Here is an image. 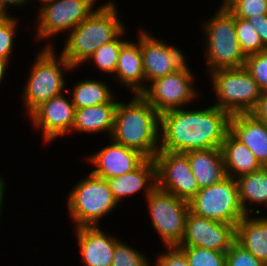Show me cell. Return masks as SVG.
Segmentation results:
<instances>
[{
  "mask_svg": "<svg viewBox=\"0 0 267 266\" xmlns=\"http://www.w3.org/2000/svg\"><path fill=\"white\" fill-rule=\"evenodd\" d=\"M189 64L179 70L150 82L141 95L161 115L191 105L199 96L194 87L196 76ZM197 88V89H196Z\"/></svg>",
  "mask_w": 267,
  "mask_h": 266,
  "instance_id": "30bf717a",
  "label": "cell"
},
{
  "mask_svg": "<svg viewBox=\"0 0 267 266\" xmlns=\"http://www.w3.org/2000/svg\"><path fill=\"white\" fill-rule=\"evenodd\" d=\"M230 133L246 145L263 167H267V124L251 113L231 115Z\"/></svg>",
  "mask_w": 267,
  "mask_h": 266,
  "instance_id": "ffe728a7",
  "label": "cell"
},
{
  "mask_svg": "<svg viewBox=\"0 0 267 266\" xmlns=\"http://www.w3.org/2000/svg\"><path fill=\"white\" fill-rule=\"evenodd\" d=\"M18 17L8 16L0 22V57L10 62L13 48L15 47V35L17 34Z\"/></svg>",
  "mask_w": 267,
  "mask_h": 266,
  "instance_id": "1f68e13d",
  "label": "cell"
},
{
  "mask_svg": "<svg viewBox=\"0 0 267 266\" xmlns=\"http://www.w3.org/2000/svg\"><path fill=\"white\" fill-rule=\"evenodd\" d=\"M99 0H53L44 3L37 10L34 41L48 42L44 47H55L54 36L68 33L96 10ZM51 41H50V40ZM48 40V41H46Z\"/></svg>",
  "mask_w": 267,
  "mask_h": 266,
  "instance_id": "ba28073f",
  "label": "cell"
},
{
  "mask_svg": "<svg viewBox=\"0 0 267 266\" xmlns=\"http://www.w3.org/2000/svg\"><path fill=\"white\" fill-rule=\"evenodd\" d=\"M118 105L116 96L108 103L75 109L74 123L71 132L75 133H108L111 136L115 112Z\"/></svg>",
  "mask_w": 267,
  "mask_h": 266,
  "instance_id": "603a6c76",
  "label": "cell"
},
{
  "mask_svg": "<svg viewBox=\"0 0 267 266\" xmlns=\"http://www.w3.org/2000/svg\"><path fill=\"white\" fill-rule=\"evenodd\" d=\"M9 61L6 60V59H3L0 57V85L2 83V81L5 80V78H3L5 75V73L7 74V69H8V66H9Z\"/></svg>",
  "mask_w": 267,
  "mask_h": 266,
  "instance_id": "ab89813d",
  "label": "cell"
},
{
  "mask_svg": "<svg viewBox=\"0 0 267 266\" xmlns=\"http://www.w3.org/2000/svg\"><path fill=\"white\" fill-rule=\"evenodd\" d=\"M244 67L257 82L262 93L267 92V50L248 55Z\"/></svg>",
  "mask_w": 267,
  "mask_h": 266,
  "instance_id": "d6a6232c",
  "label": "cell"
},
{
  "mask_svg": "<svg viewBox=\"0 0 267 266\" xmlns=\"http://www.w3.org/2000/svg\"><path fill=\"white\" fill-rule=\"evenodd\" d=\"M221 150L227 177L237 179L263 167L253 152L230 132L226 135Z\"/></svg>",
  "mask_w": 267,
  "mask_h": 266,
  "instance_id": "cb8c5ba5",
  "label": "cell"
},
{
  "mask_svg": "<svg viewBox=\"0 0 267 266\" xmlns=\"http://www.w3.org/2000/svg\"><path fill=\"white\" fill-rule=\"evenodd\" d=\"M239 200L246 215H252V205H264L267 208V167L236 179ZM251 208H250V206Z\"/></svg>",
  "mask_w": 267,
  "mask_h": 266,
  "instance_id": "d4e9b609",
  "label": "cell"
},
{
  "mask_svg": "<svg viewBox=\"0 0 267 266\" xmlns=\"http://www.w3.org/2000/svg\"><path fill=\"white\" fill-rule=\"evenodd\" d=\"M140 49L145 88L153 80L171 74L187 63L182 49L165 42L164 39H157L147 29H140Z\"/></svg>",
  "mask_w": 267,
  "mask_h": 266,
  "instance_id": "4fadbf2b",
  "label": "cell"
},
{
  "mask_svg": "<svg viewBox=\"0 0 267 266\" xmlns=\"http://www.w3.org/2000/svg\"><path fill=\"white\" fill-rule=\"evenodd\" d=\"M151 224L157 231L163 247L178 246L185 233L189 202L156 187L146 198Z\"/></svg>",
  "mask_w": 267,
  "mask_h": 266,
  "instance_id": "8fae6325",
  "label": "cell"
},
{
  "mask_svg": "<svg viewBox=\"0 0 267 266\" xmlns=\"http://www.w3.org/2000/svg\"><path fill=\"white\" fill-rule=\"evenodd\" d=\"M137 43L127 40L120 49L117 67L111 79L130 90L132 94H141L145 90V74L140 49V29Z\"/></svg>",
  "mask_w": 267,
  "mask_h": 266,
  "instance_id": "ac0fdd59",
  "label": "cell"
},
{
  "mask_svg": "<svg viewBox=\"0 0 267 266\" xmlns=\"http://www.w3.org/2000/svg\"><path fill=\"white\" fill-rule=\"evenodd\" d=\"M78 251L84 266H111L117 236L105 233L100 226H83L74 228Z\"/></svg>",
  "mask_w": 267,
  "mask_h": 266,
  "instance_id": "e0dca14e",
  "label": "cell"
},
{
  "mask_svg": "<svg viewBox=\"0 0 267 266\" xmlns=\"http://www.w3.org/2000/svg\"><path fill=\"white\" fill-rule=\"evenodd\" d=\"M189 211L199 217L229 223L235 227L246 215L240 204L237 181L231 177L200 189L189 201Z\"/></svg>",
  "mask_w": 267,
  "mask_h": 266,
  "instance_id": "9c48e42d",
  "label": "cell"
},
{
  "mask_svg": "<svg viewBox=\"0 0 267 266\" xmlns=\"http://www.w3.org/2000/svg\"><path fill=\"white\" fill-rule=\"evenodd\" d=\"M6 17V13L0 8V22H2Z\"/></svg>",
  "mask_w": 267,
  "mask_h": 266,
  "instance_id": "60d3db41",
  "label": "cell"
},
{
  "mask_svg": "<svg viewBox=\"0 0 267 266\" xmlns=\"http://www.w3.org/2000/svg\"><path fill=\"white\" fill-rule=\"evenodd\" d=\"M114 0L100 4L96 10L71 30L60 53L75 69L102 45L114 40L126 26Z\"/></svg>",
  "mask_w": 267,
  "mask_h": 266,
  "instance_id": "3957f363",
  "label": "cell"
},
{
  "mask_svg": "<svg viewBox=\"0 0 267 266\" xmlns=\"http://www.w3.org/2000/svg\"><path fill=\"white\" fill-rule=\"evenodd\" d=\"M110 138L154 159L160 150V114L141 94L127 103L120 100Z\"/></svg>",
  "mask_w": 267,
  "mask_h": 266,
  "instance_id": "7a4b0ae2",
  "label": "cell"
},
{
  "mask_svg": "<svg viewBox=\"0 0 267 266\" xmlns=\"http://www.w3.org/2000/svg\"><path fill=\"white\" fill-rule=\"evenodd\" d=\"M143 251H139L125 241L119 240L115 246V252L111 266H151Z\"/></svg>",
  "mask_w": 267,
  "mask_h": 266,
  "instance_id": "f546056e",
  "label": "cell"
},
{
  "mask_svg": "<svg viewBox=\"0 0 267 266\" xmlns=\"http://www.w3.org/2000/svg\"><path fill=\"white\" fill-rule=\"evenodd\" d=\"M236 227L229 223L199 217L190 211L185 233L178 246H194L226 253L235 242Z\"/></svg>",
  "mask_w": 267,
  "mask_h": 266,
  "instance_id": "9a60e30c",
  "label": "cell"
},
{
  "mask_svg": "<svg viewBox=\"0 0 267 266\" xmlns=\"http://www.w3.org/2000/svg\"><path fill=\"white\" fill-rule=\"evenodd\" d=\"M68 201V202H67ZM66 205L74 228L100 226L103 217L112 214L118 205L106 179L91 172L73 186L67 195Z\"/></svg>",
  "mask_w": 267,
  "mask_h": 266,
  "instance_id": "8992f818",
  "label": "cell"
},
{
  "mask_svg": "<svg viewBox=\"0 0 267 266\" xmlns=\"http://www.w3.org/2000/svg\"><path fill=\"white\" fill-rule=\"evenodd\" d=\"M29 2L30 0H0V8L6 13L7 16H11V12L9 11L12 9V7L21 8L28 5Z\"/></svg>",
  "mask_w": 267,
  "mask_h": 266,
  "instance_id": "74e56055",
  "label": "cell"
},
{
  "mask_svg": "<svg viewBox=\"0 0 267 266\" xmlns=\"http://www.w3.org/2000/svg\"><path fill=\"white\" fill-rule=\"evenodd\" d=\"M88 155L87 162L95 169L90 172L100 178L108 179L122 176L137 169L147 158L141 153L127 148L110 138L109 145Z\"/></svg>",
  "mask_w": 267,
  "mask_h": 266,
  "instance_id": "2e32d148",
  "label": "cell"
},
{
  "mask_svg": "<svg viewBox=\"0 0 267 266\" xmlns=\"http://www.w3.org/2000/svg\"><path fill=\"white\" fill-rule=\"evenodd\" d=\"M254 215L260 217L245 215L236 224L235 241L267 265V214L255 209Z\"/></svg>",
  "mask_w": 267,
  "mask_h": 266,
  "instance_id": "7402d4cb",
  "label": "cell"
},
{
  "mask_svg": "<svg viewBox=\"0 0 267 266\" xmlns=\"http://www.w3.org/2000/svg\"><path fill=\"white\" fill-rule=\"evenodd\" d=\"M127 29L125 28L114 40L100 46L87 60L91 61L104 75L106 74L109 79L114 75L117 67V60L121 46L127 41L124 39ZM123 38V39H122Z\"/></svg>",
  "mask_w": 267,
  "mask_h": 266,
  "instance_id": "4316f807",
  "label": "cell"
},
{
  "mask_svg": "<svg viewBox=\"0 0 267 266\" xmlns=\"http://www.w3.org/2000/svg\"><path fill=\"white\" fill-rule=\"evenodd\" d=\"M247 20L255 28L262 43L267 47V15H255Z\"/></svg>",
  "mask_w": 267,
  "mask_h": 266,
  "instance_id": "d590c367",
  "label": "cell"
},
{
  "mask_svg": "<svg viewBox=\"0 0 267 266\" xmlns=\"http://www.w3.org/2000/svg\"><path fill=\"white\" fill-rule=\"evenodd\" d=\"M209 74L217 98L214 105L230 115L250 113L262 95L244 66L218 69Z\"/></svg>",
  "mask_w": 267,
  "mask_h": 266,
  "instance_id": "52a82bcc",
  "label": "cell"
},
{
  "mask_svg": "<svg viewBox=\"0 0 267 266\" xmlns=\"http://www.w3.org/2000/svg\"><path fill=\"white\" fill-rule=\"evenodd\" d=\"M106 181L118 204L125 198L139 194L141 190L147 198L157 187L155 160L146 159L137 169Z\"/></svg>",
  "mask_w": 267,
  "mask_h": 266,
  "instance_id": "d6986e66",
  "label": "cell"
},
{
  "mask_svg": "<svg viewBox=\"0 0 267 266\" xmlns=\"http://www.w3.org/2000/svg\"><path fill=\"white\" fill-rule=\"evenodd\" d=\"M165 248V252L157 254L154 266H189L185 253L178 246Z\"/></svg>",
  "mask_w": 267,
  "mask_h": 266,
  "instance_id": "e575fe53",
  "label": "cell"
},
{
  "mask_svg": "<svg viewBox=\"0 0 267 266\" xmlns=\"http://www.w3.org/2000/svg\"><path fill=\"white\" fill-rule=\"evenodd\" d=\"M99 80L83 79L73 84L72 89L66 90L75 109L108 103L115 97L110 85Z\"/></svg>",
  "mask_w": 267,
  "mask_h": 266,
  "instance_id": "484cf974",
  "label": "cell"
},
{
  "mask_svg": "<svg viewBox=\"0 0 267 266\" xmlns=\"http://www.w3.org/2000/svg\"><path fill=\"white\" fill-rule=\"evenodd\" d=\"M6 181H4V178L0 176V217H1V213H2V209H3V202L4 200V194H5V190H6ZM1 219V218H0ZM1 221V220H0Z\"/></svg>",
  "mask_w": 267,
  "mask_h": 266,
  "instance_id": "f35d334b",
  "label": "cell"
},
{
  "mask_svg": "<svg viewBox=\"0 0 267 266\" xmlns=\"http://www.w3.org/2000/svg\"><path fill=\"white\" fill-rule=\"evenodd\" d=\"M231 115L210 105L201 109H174L160 115V150L185 153L221 148L230 132Z\"/></svg>",
  "mask_w": 267,
  "mask_h": 266,
  "instance_id": "6da1fadb",
  "label": "cell"
},
{
  "mask_svg": "<svg viewBox=\"0 0 267 266\" xmlns=\"http://www.w3.org/2000/svg\"><path fill=\"white\" fill-rule=\"evenodd\" d=\"M235 30L240 47L246 56L267 50L248 20L235 17Z\"/></svg>",
  "mask_w": 267,
  "mask_h": 266,
  "instance_id": "83f0119b",
  "label": "cell"
},
{
  "mask_svg": "<svg viewBox=\"0 0 267 266\" xmlns=\"http://www.w3.org/2000/svg\"><path fill=\"white\" fill-rule=\"evenodd\" d=\"M55 48L43 47L34 57L25 89L21 93L26 115L42 103L66 92L65 72L76 71L60 53L57 55Z\"/></svg>",
  "mask_w": 267,
  "mask_h": 266,
  "instance_id": "277c9868",
  "label": "cell"
},
{
  "mask_svg": "<svg viewBox=\"0 0 267 266\" xmlns=\"http://www.w3.org/2000/svg\"><path fill=\"white\" fill-rule=\"evenodd\" d=\"M200 189L222 182L226 169L221 148L185 152Z\"/></svg>",
  "mask_w": 267,
  "mask_h": 266,
  "instance_id": "44dd1931",
  "label": "cell"
},
{
  "mask_svg": "<svg viewBox=\"0 0 267 266\" xmlns=\"http://www.w3.org/2000/svg\"><path fill=\"white\" fill-rule=\"evenodd\" d=\"M201 29L204 34L207 76L218 69L239 68L247 56L242 51L235 30V16L222 4ZM207 57V58H206Z\"/></svg>",
  "mask_w": 267,
  "mask_h": 266,
  "instance_id": "5b68a950",
  "label": "cell"
},
{
  "mask_svg": "<svg viewBox=\"0 0 267 266\" xmlns=\"http://www.w3.org/2000/svg\"><path fill=\"white\" fill-rule=\"evenodd\" d=\"M156 163L157 187L189 202L200 190L185 153L159 151Z\"/></svg>",
  "mask_w": 267,
  "mask_h": 266,
  "instance_id": "7c38bea8",
  "label": "cell"
},
{
  "mask_svg": "<svg viewBox=\"0 0 267 266\" xmlns=\"http://www.w3.org/2000/svg\"><path fill=\"white\" fill-rule=\"evenodd\" d=\"M67 95L66 91L51 98L28 115L36 131L41 130L44 143L49 144L61 136L69 135L72 130L75 107Z\"/></svg>",
  "mask_w": 267,
  "mask_h": 266,
  "instance_id": "5bb4252c",
  "label": "cell"
},
{
  "mask_svg": "<svg viewBox=\"0 0 267 266\" xmlns=\"http://www.w3.org/2000/svg\"><path fill=\"white\" fill-rule=\"evenodd\" d=\"M221 4L237 18L267 15V0H222Z\"/></svg>",
  "mask_w": 267,
  "mask_h": 266,
  "instance_id": "4dcf8cb0",
  "label": "cell"
},
{
  "mask_svg": "<svg viewBox=\"0 0 267 266\" xmlns=\"http://www.w3.org/2000/svg\"><path fill=\"white\" fill-rule=\"evenodd\" d=\"M189 266H226V253L194 246H178Z\"/></svg>",
  "mask_w": 267,
  "mask_h": 266,
  "instance_id": "f1b7e54d",
  "label": "cell"
},
{
  "mask_svg": "<svg viewBox=\"0 0 267 266\" xmlns=\"http://www.w3.org/2000/svg\"><path fill=\"white\" fill-rule=\"evenodd\" d=\"M226 266H266L236 241L226 252Z\"/></svg>",
  "mask_w": 267,
  "mask_h": 266,
  "instance_id": "836d02e7",
  "label": "cell"
},
{
  "mask_svg": "<svg viewBox=\"0 0 267 266\" xmlns=\"http://www.w3.org/2000/svg\"><path fill=\"white\" fill-rule=\"evenodd\" d=\"M40 1V6L43 5L44 3H47V2H50V1H53V0H38ZM31 2V0H30Z\"/></svg>",
  "mask_w": 267,
  "mask_h": 266,
  "instance_id": "b9f144b4",
  "label": "cell"
},
{
  "mask_svg": "<svg viewBox=\"0 0 267 266\" xmlns=\"http://www.w3.org/2000/svg\"><path fill=\"white\" fill-rule=\"evenodd\" d=\"M250 113L255 118L267 124V92L262 93L257 104Z\"/></svg>",
  "mask_w": 267,
  "mask_h": 266,
  "instance_id": "8d00e7d4",
  "label": "cell"
}]
</instances>
